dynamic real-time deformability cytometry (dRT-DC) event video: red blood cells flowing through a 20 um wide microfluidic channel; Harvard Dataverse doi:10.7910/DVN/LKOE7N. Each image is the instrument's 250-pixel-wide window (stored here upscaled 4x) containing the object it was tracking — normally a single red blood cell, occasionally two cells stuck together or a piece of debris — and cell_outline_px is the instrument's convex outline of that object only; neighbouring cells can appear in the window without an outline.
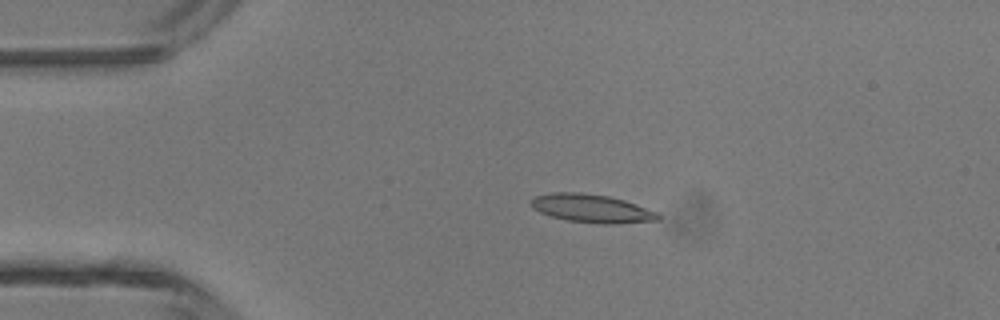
{"species": "common noctule bat (a hibernating species)", "species_latin": "Nyctalus noctula", "temperature_condition": "room temperature", "stored_images_in_passage": 38, "camera_frame_rate_fps": 3000, "um_per_image_px": 0.085, "animal": {"sex": "male", "body_mass_g": 13.3}, "frame": {"image": 1, "passage_image": 1, "time_ms": 0.0, "image_size_px": [1000, 320], "cell_outline_px": [[660, 220], [612, 224], [600, 224], [568, 220], [552, 216], [540, 212], [532, 208], [532, 200], [536, 196], [552, 192], [580, 192], [608, 196], [624, 200], [636, 204], [656, 212], [660, 216]], "centroid_in_image_um": [50.31, 17.72], "position_along_channel_um": 34.7, "area_um2": 20.75}}
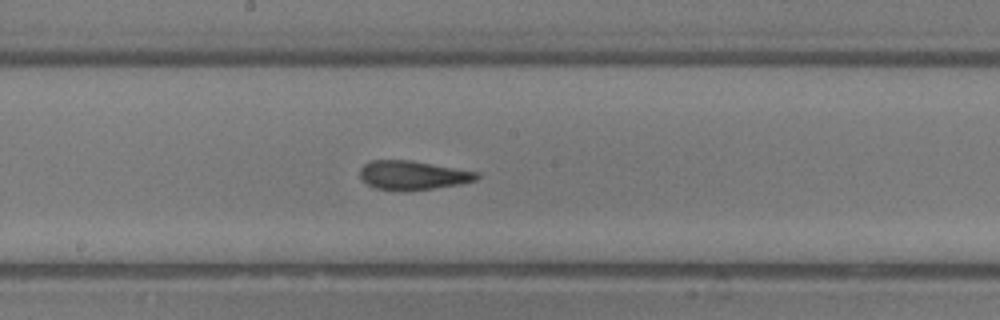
{"frame": {"image": 2, "passage_image": 16, "time_ms": 5.0, "image_size_px": [1000, 320], "cell_outline_px": [[480, 176], [476, 180], [460, 184], [404, 192], [400, 192], [376, 188], [368, 184], [360, 176], [360, 168], [368, 160], [412, 160], [480, 172]], "centroid_in_image_um": [35.09, 14.89], "position_along_channel_um": 213.1, "area_um2": 20.0}}
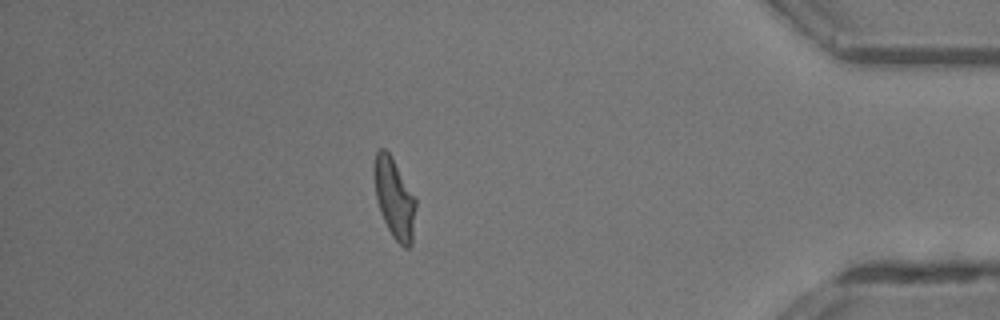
{"frame": {"image": 3, "passage_image": 32, "time_ms": 10.333, "image_size_px": [1000, 320], "cell_outline_px": [[416, 208], [412, 244], [408, 248], [404, 248], [392, 236], [380, 212], [376, 200], [372, 172], [372, 168], [376, 152], [380, 148], [384, 148], [392, 156], [416, 196]], "centroid_in_image_um": [33.52, 16.82], "position_along_channel_um": 401.7, "area_um2": 20.0}, "authors_computed_cell_mechanics": {"area_um2": 19.7676, "velocity_mm_per_s": 4.3679, "shape_relaxation_time_tau1_ms": 5.1884, "shape_relaxation_time_tau2_ms": 0.579, "deformation_change_tau1": 0.22, "deformation_change_tau2": 0.0732}}